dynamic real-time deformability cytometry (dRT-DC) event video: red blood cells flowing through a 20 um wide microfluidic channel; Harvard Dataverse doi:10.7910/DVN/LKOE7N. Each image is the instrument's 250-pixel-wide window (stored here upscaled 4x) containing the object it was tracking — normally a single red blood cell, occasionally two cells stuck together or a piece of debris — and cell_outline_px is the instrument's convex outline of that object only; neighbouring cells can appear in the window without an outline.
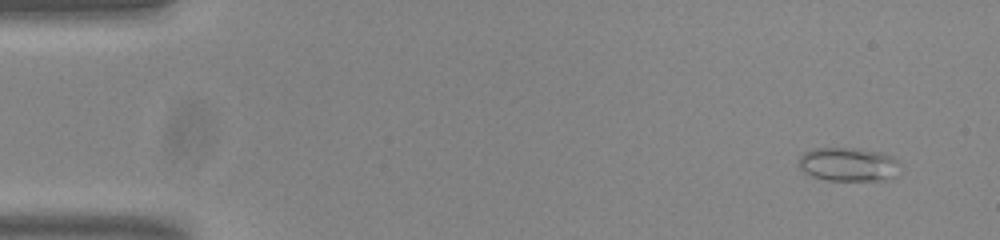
{"species": "common noctule bat (a hibernating species)", "species_latin": "Nyctalus noctula", "temperature_condition": "room temperature", "stored_images_in_passage": 51, "camera_frame_rate_fps": 3000, "um_per_image_px": 0.085, "animal": {"sex": "male", "body_mass_g": 20.0, "forearm_length_mm": 53.3}, "frame": {"image": 1, "passage_image": 1, "time_ms": 0.0, "image_size_px": [1000, 240], "cell_outline_px": [[900, 164], [896, 176], [888, 180], [828, 180], [812, 176], [804, 172], [800, 168], [796, 160], [804, 152], [812, 148], [852, 148], [880, 152], [892, 156]], "centroid_in_image_um": [72.09, 13.97], "position_along_channel_um": 12.9, "area_um2": 20.11}}
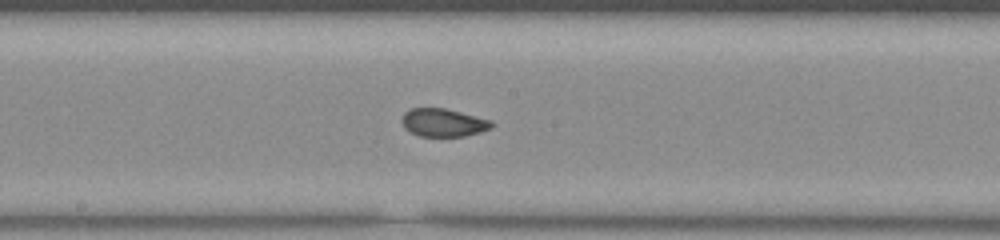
{"frame": {"image": 2, "passage_image": 26, "time_ms": 8.333, "image_size_px": [1000, 240], "cell_outline_px": [[496, 124], [492, 128], [480, 132], [464, 136], [420, 136], [408, 132], [404, 128], [400, 120], [404, 112], [408, 108], [444, 108], [492, 120]], "centroid_in_image_um": [37.66, 10.42], "position_along_channel_um": 210.5, "area_um2": 14.91}}
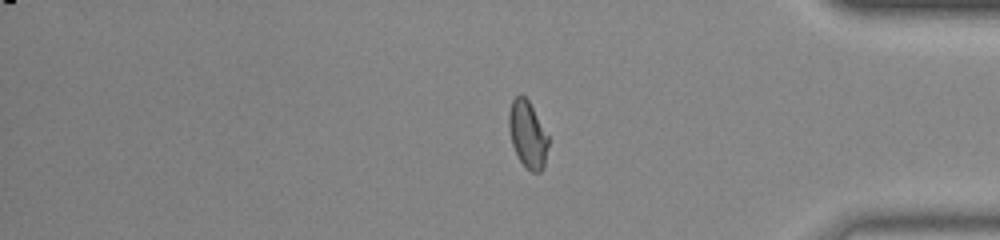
{"frame": {"image": 3, "passage_image": 42, "time_ms": 13.667, "image_size_px": [1000, 240], "cell_outline_px": [[548, 144], [544, 168], [540, 172], [532, 172], [520, 160], [512, 144], [508, 128], [508, 112], [512, 100], [516, 96], [524, 96], [528, 100], [548, 136]], "centroid_in_image_um": [44.83, 11.43], "position_along_channel_um": 390.4, "area_um2": 15.14}}